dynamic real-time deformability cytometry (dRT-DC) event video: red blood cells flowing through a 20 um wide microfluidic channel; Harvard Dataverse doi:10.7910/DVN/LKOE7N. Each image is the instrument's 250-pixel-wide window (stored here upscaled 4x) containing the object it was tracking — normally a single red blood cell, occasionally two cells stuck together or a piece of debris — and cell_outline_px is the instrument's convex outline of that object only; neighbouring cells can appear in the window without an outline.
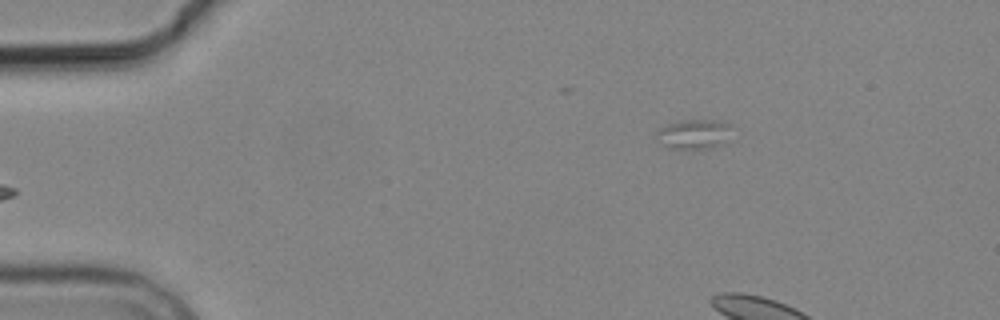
{"species": "common noctule bat (a hibernating species)", "species_latin": "Nyctalus noctula", "temperature_condition": "cold", "stored_images_in_passage": 3, "segment_of_instrument_passage": [2, 2], "camera_frame_rate_fps": 3000, "um_per_image_px": 0.085, "animal": {"sex": "male", "body_mass_g": 19.2, "forearm_length_mm": 51.8}, "frame": {"image": 1, "passage_image": 3, "time_ms": 3.0, "image_size_px": [1000, 320], "cell_outline_px": [[732, 124], [728, 140], [712, 148], [672, 148], [664, 144], [656, 132], [660, 128], [668, 124], [680, 120], [724, 120]], "centroid_in_image_um": [59.08, 11.36], "position_along_channel_um": 25.9, "area_um2": 12.83}}